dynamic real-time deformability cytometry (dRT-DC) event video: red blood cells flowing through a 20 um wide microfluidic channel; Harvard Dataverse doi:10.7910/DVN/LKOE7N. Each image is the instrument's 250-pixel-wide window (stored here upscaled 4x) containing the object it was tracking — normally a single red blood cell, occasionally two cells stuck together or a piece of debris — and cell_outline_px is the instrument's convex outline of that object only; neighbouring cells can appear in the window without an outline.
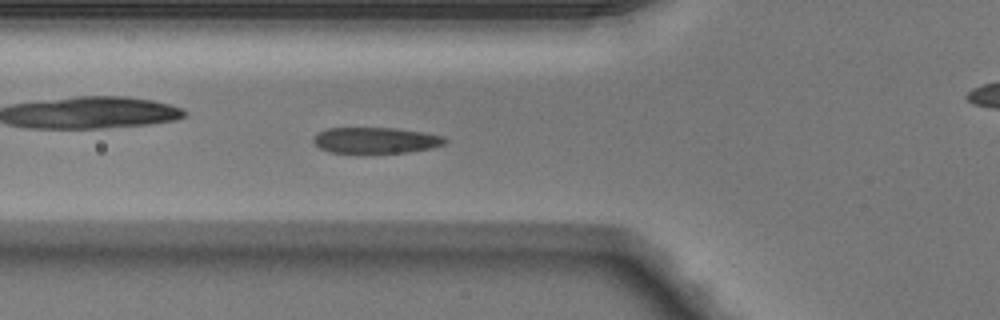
{"species": "Egyptian fruit bat (a non-hibernating species)", "species_latin": "Rousettus aegyptiacus", "temperature_condition": "warm", "stored_images_in_passage": 45, "camera_frame_rate_fps": 3000, "um_per_image_px": 0.085, "animal": {"sex": "male"}, "frame": {"image": 1, "passage_image": 13, "time_ms": 4.0, "image_size_px": [1000, 320], "cell_outline_px": [[448, 140], [444, 144], [432, 148], [408, 152], [328, 152], [320, 148], [312, 140], [312, 136], [328, 128], [396, 128], [424, 132], [444, 136]], "centroid_in_image_um": [31.96, 11.91], "position_along_channel_um": 93.8, "area_um2": 19.83}}
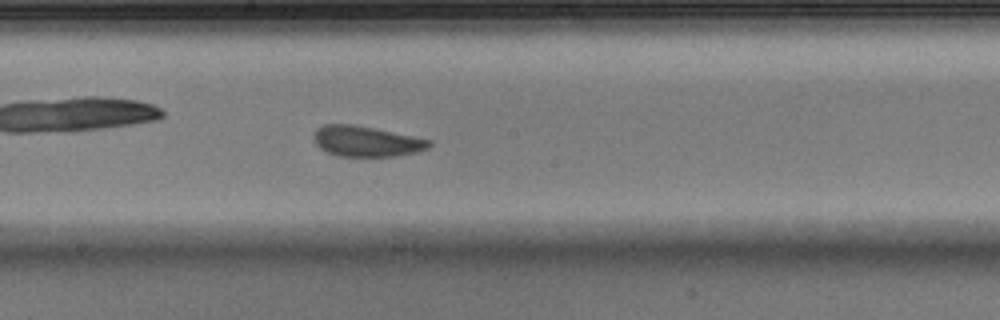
{"frame": {"image": 2, "passage_image": 22, "time_ms": 7.0, "image_size_px": [1000, 320], "cell_outline_px": [[432, 144], [428, 148], [416, 152], [396, 156], [336, 156], [320, 148], [312, 140], [312, 136], [316, 128], [324, 124], [352, 124], [432, 140]], "centroid_in_image_um": [31.09, 12.01], "position_along_channel_um": 217.1, "area_um2": 20.52}}
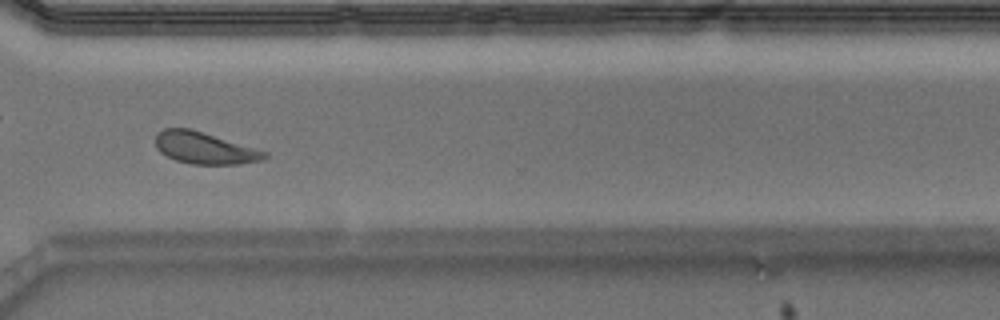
{"frame": {"image": 3, "passage_image": 32, "time_ms": 10.333, "image_size_px": [1000, 320], "cell_outline_px": [[268, 156], [264, 160], [240, 164], [192, 164], [176, 160], [160, 152], [156, 148], [156, 132], [164, 128], [188, 128], [268, 152]], "centroid_in_image_um": [17.38, 12.59], "position_along_channel_um": 353.2, "area_um2": 20.0}, "authors_computed_cell_mechanics": {"area_um2": 20.6924, "velocity_mm_per_s": 4.0911, "shape_relaxation_time_tau1_ms": 2.7946, "shape_relaxation_time_tau2_ms": 0.3836, "deformation_change_tau1": 0.1234, "deformation_change_tau2": 0.0709}}